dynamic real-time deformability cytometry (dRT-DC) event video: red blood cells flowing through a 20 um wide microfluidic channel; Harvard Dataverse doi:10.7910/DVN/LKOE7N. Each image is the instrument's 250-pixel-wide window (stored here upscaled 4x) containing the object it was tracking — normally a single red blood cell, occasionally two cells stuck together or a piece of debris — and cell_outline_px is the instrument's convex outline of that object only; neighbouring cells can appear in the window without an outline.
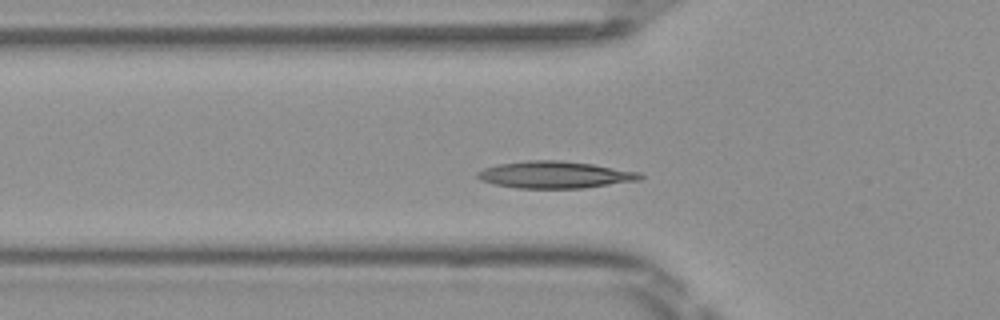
{"species": "Egyptian fruit bat (a non-hibernating species)", "species_latin": "Rousettus aegyptiacus", "temperature_condition": "room temperature", "stored_images_in_passage": 45, "segment_of_instrument_passage": [1, 2], "camera_frame_rate_fps": 3000, "um_per_image_px": 0.085, "frame": {"image": 1, "passage_image": 11, "time_ms": 3.333, "image_size_px": [1000, 320], "cell_outline_px": [[644, 176], [640, 180], [584, 188], [516, 188], [496, 184], [480, 180], [476, 176], [476, 172], [484, 168], [500, 164], [528, 160], [560, 160], [592, 164], [640, 172]], "centroid_in_image_um": [47.18, 14.85], "position_along_channel_um": 78.6, "area_um2": 25.49}}
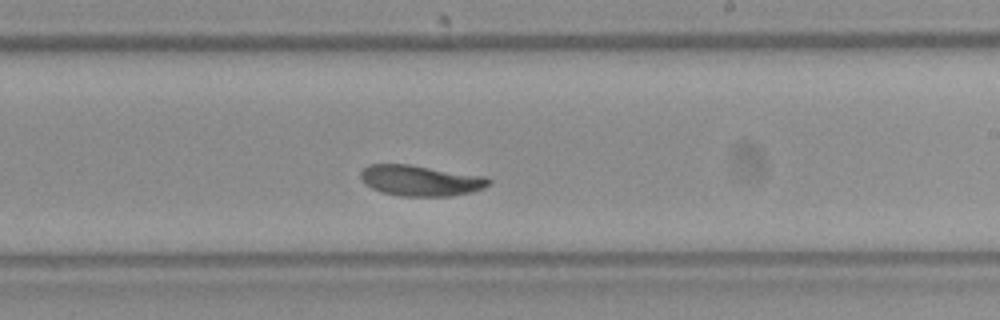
{"frame": {"image": 2, "passage_image": 24, "time_ms": 7.667, "image_size_px": [1000, 320], "cell_outline_px": [[492, 184], [484, 188], [472, 192], [452, 196], [400, 196], [384, 192], [372, 188], [364, 184], [360, 176], [360, 172], [368, 164], [408, 164], [484, 176], [492, 180]], "centroid_in_image_um": [35.76, 15.35], "position_along_channel_um": 253.2, "area_um2": 23.0}}
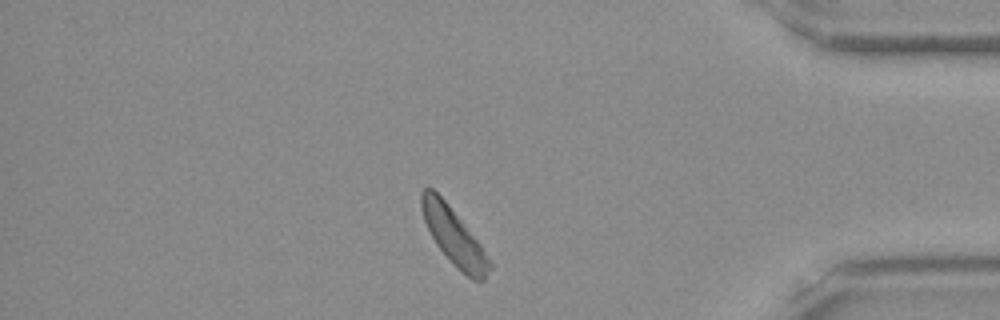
{"frame": {"image": 3, "passage_image": 37, "time_ms": 12.0, "image_size_px": [1000, 320], "cell_outline_px": [[492, 268], [484, 280], [472, 280], [460, 272], [436, 244], [424, 220], [420, 204], [420, 192], [424, 188], [432, 188], [448, 204], [480, 244], [492, 264]], "centroid_in_image_um": [38.58, 20.12], "position_along_channel_um": 396.6, "area_um2": 22.2}}